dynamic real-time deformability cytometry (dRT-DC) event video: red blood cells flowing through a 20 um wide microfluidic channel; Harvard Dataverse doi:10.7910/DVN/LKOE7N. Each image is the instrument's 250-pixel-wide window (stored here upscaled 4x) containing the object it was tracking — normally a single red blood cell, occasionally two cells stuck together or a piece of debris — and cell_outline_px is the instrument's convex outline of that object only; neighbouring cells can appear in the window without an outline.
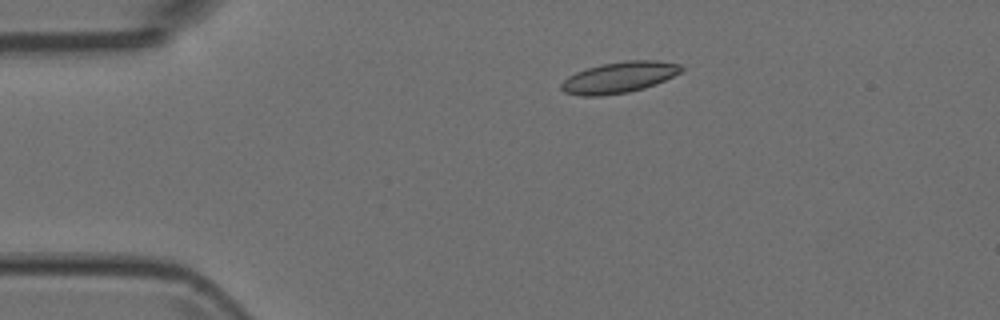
{"species": "Egyptian fruit bat (a non-hibernating species)", "species_latin": "Rousettus aegyptiacus", "temperature_condition": "room temperature", "stored_images_in_passage": 3, "camera_frame_rate_fps": 3000, "um_per_image_px": 0.085, "animal": {"sex": "female"}, "frame": {"image": 1, "passage_image": 2, "time_ms": 0.333, "image_size_px": [1000, 320], "cell_outline_px": [[684, 68], [680, 72], [656, 84], [644, 88], [628, 92], [600, 96], [580, 96], [564, 92], [560, 88], [560, 84], [568, 76], [576, 72], [588, 68], [604, 64], [628, 60], [656, 60], [680, 64]], "centroid_in_image_um": [52.61, 6.58], "position_along_channel_um": 32.4, "area_um2": 21.62}}